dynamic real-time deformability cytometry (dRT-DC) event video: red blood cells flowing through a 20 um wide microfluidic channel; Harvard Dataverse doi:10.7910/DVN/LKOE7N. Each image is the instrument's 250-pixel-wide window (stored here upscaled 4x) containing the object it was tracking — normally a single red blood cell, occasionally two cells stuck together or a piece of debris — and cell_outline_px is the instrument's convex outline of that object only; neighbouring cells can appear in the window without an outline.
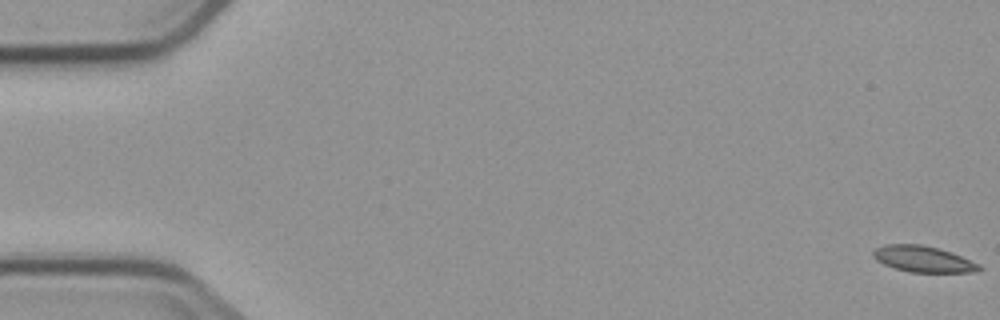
{"species": "common noctule bat (a hibernating species)", "species_latin": "Nyctalus noctula", "temperature_condition": "cold", "stored_images_in_passage": 6, "camera_frame_rate_fps": 3000, "um_per_image_px": 0.085, "animal": {"sex": "male", "body_mass_g": 23.1, "forearm_length_mm": 52.7}, "frame": {"image": 1, "passage_image": 1, "time_ms": 0.0, "image_size_px": [1000, 320], "cell_outline_px": [[984, 268], [968, 272], [912, 272], [896, 268], [884, 264], [876, 260], [872, 256], [872, 252], [876, 248], [884, 244], [920, 244], [940, 248], [952, 252], [980, 264]], "centroid_in_image_um": [78.46, 22.0], "position_along_channel_um": 6.5, "area_um2": 16.13}}
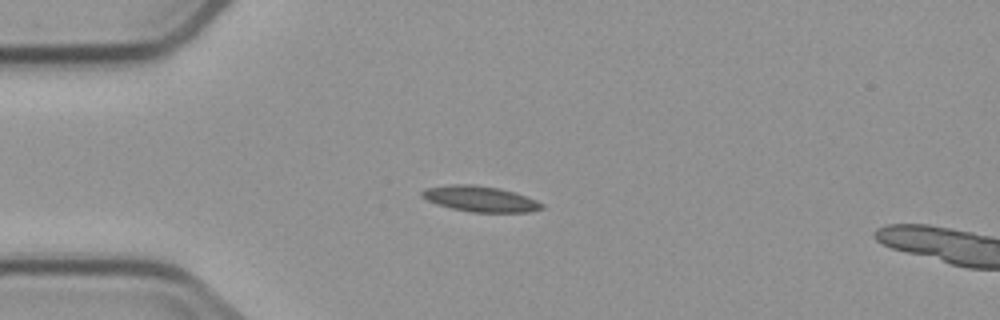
{"frame": {"image": 2, "passage_image": 5, "time_ms": 4.667, "image_size_px": [1000, 320], "cell_outline_px": [[544, 208], [528, 212], [472, 212], [452, 208], [436, 204], [420, 196], [420, 192], [424, 188], [452, 184], [472, 184], [500, 188], [536, 200], [544, 204]], "centroid_in_image_um": [40.78, 16.9], "position_along_channel_um": 44.2, "area_um2": 17.86}}